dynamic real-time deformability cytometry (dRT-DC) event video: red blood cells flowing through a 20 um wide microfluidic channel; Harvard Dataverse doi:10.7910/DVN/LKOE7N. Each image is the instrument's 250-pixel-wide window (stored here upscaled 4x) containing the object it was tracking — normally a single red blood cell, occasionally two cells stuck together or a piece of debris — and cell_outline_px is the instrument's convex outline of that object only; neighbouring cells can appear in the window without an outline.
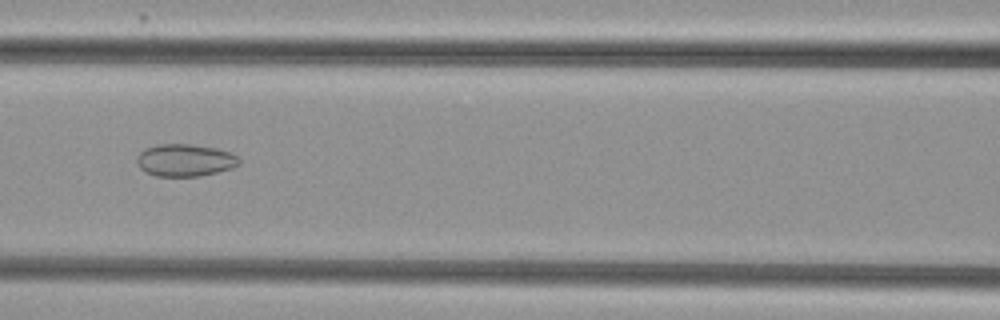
{"species": "common noctule bat (a hibernating species)", "species_latin": "Nyctalus noctula", "temperature_condition": "cold", "stored_images_in_passage": 34, "camera_frame_rate_fps": 3000, "um_per_image_px": 0.085, "animal": {"sex": "female", "body_mass_g": 29.2, "forearm_length_mm": 56.3}, "frame": {"image": 1, "passage_image": 12, "time_ms": 3.667, "image_size_px": [1000, 320], "cell_outline_px": [[240, 164], [232, 168], [200, 176], [156, 176], [144, 172], [140, 168], [136, 160], [136, 156], [144, 148], [160, 144], [188, 144], [216, 148], [232, 152], [240, 160]], "centroid_in_image_um": [15.71, 13.62], "position_along_channel_um": 150.9, "area_um2": 19.36}}
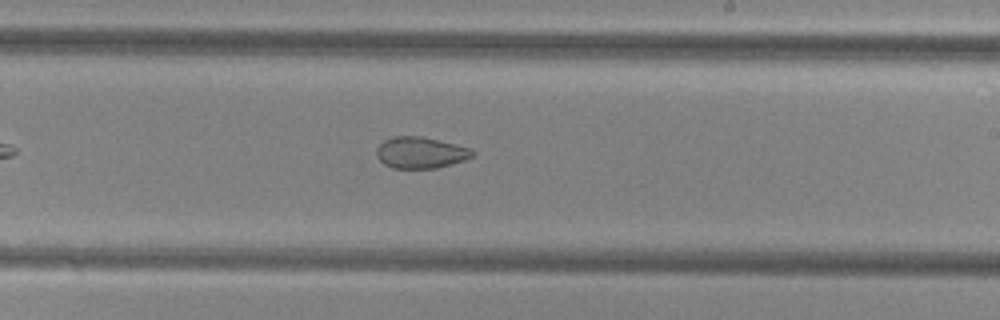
{"frame": {"image": 2, "passage_image": 20, "time_ms": 6.333, "image_size_px": [1000, 320], "cell_outline_px": [[476, 156], [452, 164], [436, 168], [392, 168], [384, 164], [376, 156], [376, 148], [384, 140], [392, 136], [420, 136], [456, 144], [472, 148], [476, 152]], "centroid_in_image_um": [35.78, 12.97], "position_along_channel_um": 253.2, "area_um2": 17.74}}
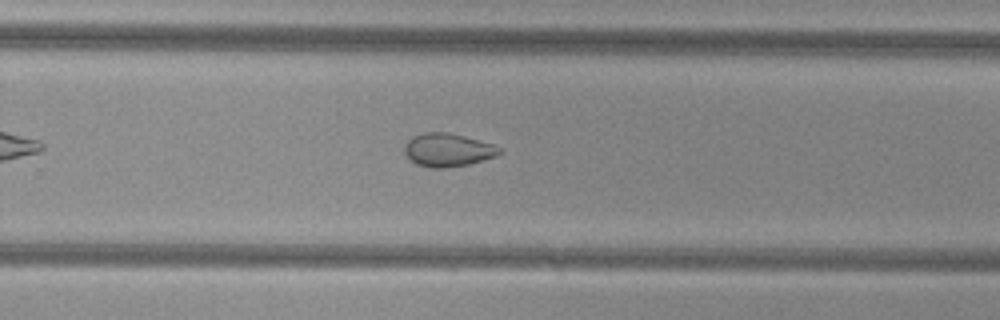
{"frame": {"image": 3, "passage_image": 23, "time_ms": 7.333, "image_size_px": [1000, 320], "cell_outline_px": [[504, 152], [496, 156], [468, 164], [444, 168], [432, 168], [416, 164], [404, 152], [404, 144], [412, 136], [424, 132], [448, 132], [464, 136], [492, 144], [504, 148]], "centroid_in_image_um": [38.08, 12.74], "position_along_channel_um": 291.7, "area_um2": 18.44}, "authors_computed_cell_mechanics": {"area_um2": 19.1607, "velocity_mm_per_s": 3.8538, "shape_relaxation_time_tau1_ms": null, "shape_relaxation_time_tau2_ms": 2.3938, "deformation_change_tau1": null, "deformation_change_tau2": 0.0759}}